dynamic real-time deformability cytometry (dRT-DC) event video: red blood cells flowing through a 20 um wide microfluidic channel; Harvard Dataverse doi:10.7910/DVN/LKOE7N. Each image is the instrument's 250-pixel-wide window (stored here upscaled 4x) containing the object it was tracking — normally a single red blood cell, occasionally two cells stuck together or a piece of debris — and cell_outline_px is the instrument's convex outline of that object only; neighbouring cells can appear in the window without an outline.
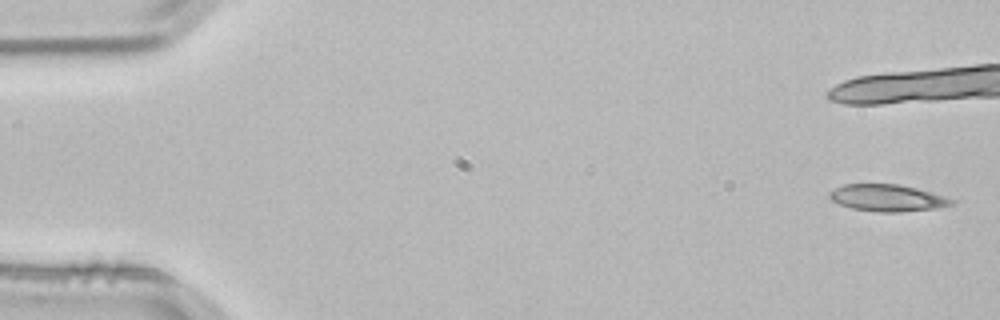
{"species": "common noctule bat (a hibernating species)", "species_latin": "Nyctalus noctula", "temperature_condition": "room temperature", "stored_images_in_passage": 4, "camera_frame_rate_fps": 3000, "um_per_image_px": 0.085, "animal": {"sex": "male", "body_mass_g": 21.5, "forearm_length_mm": 52.0}, "frame": {"image": 1, "passage_image": 1, "time_ms": 0.0, "image_size_px": [1000, 320], "cell_outline_px": [[956, 200], [952, 204], [940, 208], [900, 212], [876, 212], [852, 208], [840, 204], [832, 200], [828, 196], [828, 192], [844, 184], [896, 184], [916, 188], [944, 196]], "centroid_in_image_um": [75.43, 16.83], "position_along_channel_um": 9.6, "area_um2": 19.07}}